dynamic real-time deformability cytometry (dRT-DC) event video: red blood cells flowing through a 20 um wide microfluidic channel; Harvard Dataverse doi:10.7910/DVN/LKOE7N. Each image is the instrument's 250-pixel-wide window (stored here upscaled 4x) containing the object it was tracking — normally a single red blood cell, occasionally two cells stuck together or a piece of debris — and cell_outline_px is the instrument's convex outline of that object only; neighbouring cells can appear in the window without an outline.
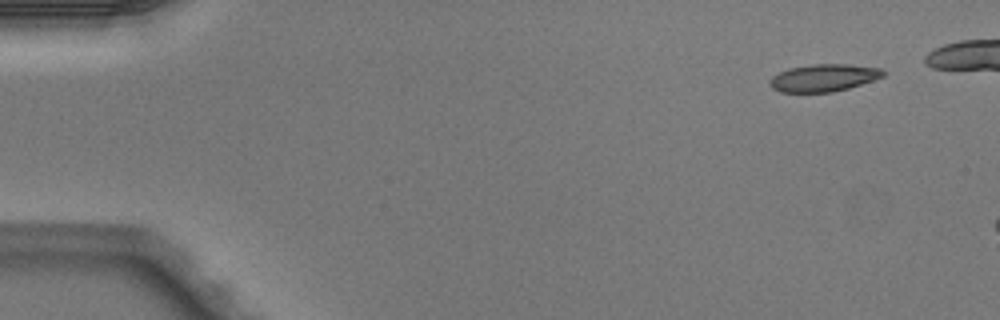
{"species": "Egyptian fruit bat (a non-hibernating species)", "species_latin": "Rousettus aegyptiacus", "temperature_condition": "warm", "stored_images_in_passage": 3, "camera_frame_rate_fps": 3000, "um_per_image_px": 0.085, "animal": {"sex": "male"}, "frame": {"image": 1, "passage_image": 1, "time_ms": 0.0, "image_size_px": [1000, 320], "cell_outline_px": [[888, 72], [884, 76], [848, 88], [832, 92], [780, 92], [772, 88], [768, 84], [768, 80], [772, 76], [788, 68], [812, 64], [848, 64], [880, 68]], "centroid_in_image_um": [69.99, 6.61], "position_along_channel_um": 15.0, "area_um2": 18.15}}